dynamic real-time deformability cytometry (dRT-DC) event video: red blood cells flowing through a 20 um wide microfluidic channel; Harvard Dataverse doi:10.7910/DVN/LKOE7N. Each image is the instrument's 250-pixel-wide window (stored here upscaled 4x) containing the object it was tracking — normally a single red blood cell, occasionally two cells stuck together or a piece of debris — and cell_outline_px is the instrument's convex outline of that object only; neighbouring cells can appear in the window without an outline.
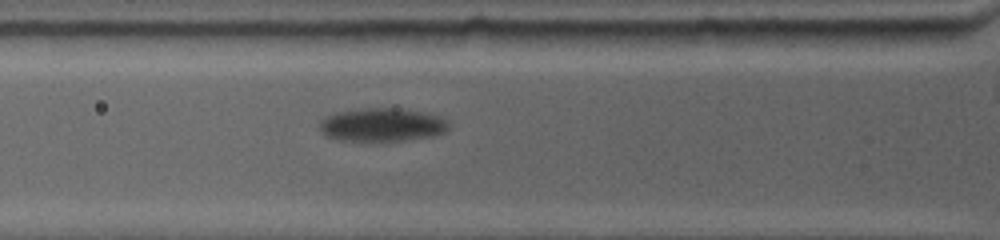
{"species": "common noctule bat (a hibernating species)", "species_latin": "Nyctalus noctula", "temperature_condition": "warm", "stored_images_in_passage": 7, "camera_frame_rate_fps": 4500, "um_per_image_px": 0.085, "animal": {"sex": "female", "body_mass_g": 19.0, "forearm_length_mm": 53.3}, "frame": {"image": 1, "passage_image": 4, "time_ms": 0.667, "image_size_px": [1000, 240], "cell_outline_px": [[452, 124], [444, 132], [428, 136], [396, 140], [340, 140], [328, 136], [320, 132], [320, 120], [324, 116], [332, 112], [364, 108], [404, 108], [432, 112], [444, 116]], "centroid_in_image_um": [32.51, 10.55], "position_along_channel_um": 93.3, "area_um2": 25.43}}